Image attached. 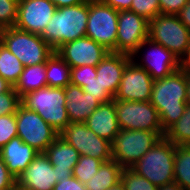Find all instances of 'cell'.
Instances as JSON below:
<instances>
[{
  "instance_id": "f35d334b",
  "label": "cell",
  "mask_w": 190,
  "mask_h": 190,
  "mask_svg": "<svg viewBox=\"0 0 190 190\" xmlns=\"http://www.w3.org/2000/svg\"><path fill=\"white\" fill-rule=\"evenodd\" d=\"M16 183V178L9 172L0 156V190H8Z\"/></svg>"
},
{
  "instance_id": "f546056e",
  "label": "cell",
  "mask_w": 190,
  "mask_h": 190,
  "mask_svg": "<svg viewBox=\"0 0 190 190\" xmlns=\"http://www.w3.org/2000/svg\"><path fill=\"white\" fill-rule=\"evenodd\" d=\"M120 180L125 190H158V187L131 168L122 169Z\"/></svg>"
},
{
  "instance_id": "d4e9b609",
  "label": "cell",
  "mask_w": 190,
  "mask_h": 190,
  "mask_svg": "<svg viewBox=\"0 0 190 190\" xmlns=\"http://www.w3.org/2000/svg\"><path fill=\"white\" fill-rule=\"evenodd\" d=\"M122 167L114 160L104 162L86 184L87 190H105L120 181Z\"/></svg>"
},
{
  "instance_id": "52a82bcc",
  "label": "cell",
  "mask_w": 190,
  "mask_h": 190,
  "mask_svg": "<svg viewBox=\"0 0 190 190\" xmlns=\"http://www.w3.org/2000/svg\"><path fill=\"white\" fill-rule=\"evenodd\" d=\"M164 136V132L120 129L112 142V160L122 168H132Z\"/></svg>"
},
{
  "instance_id": "8d00e7d4",
  "label": "cell",
  "mask_w": 190,
  "mask_h": 190,
  "mask_svg": "<svg viewBox=\"0 0 190 190\" xmlns=\"http://www.w3.org/2000/svg\"><path fill=\"white\" fill-rule=\"evenodd\" d=\"M188 0H159L161 14L177 15Z\"/></svg>"
},
{
  "instance_id": "bcb514c9",
  "label": "cell",
  "mask_w": 190,
  "mask_h": 190,
  "mask_svg": "<svg viewBox=\"0 0 190 190\" xmlns=\"http://www.w3.org/2000/svg\"><path fill=\"white\" fill-rule=\"evenodd\" d=\"M182 68L190 70V48L187 57L182 61Z\"/></svg>"
},
{
  "instance_id": "ee69618b",
  "label": "cell",
  "mask_w": 190,
  "mask_h": 190,
  "mask_svg": "<svg viewBox=\"0 0 190 190\" xmlns=\"http://www.w3.org/2000/svg\"><path fill=\"white\" fill-rule=\"evenodd\" d=\"M158 190H184L178 183L174 181L171 183H167L162 187H158Z\"/></svg>"
},
{
  "instance_id": "603a6c76",
  "label": "cell",
  "mask_w": 190,
  "mask_h": 190,
  "mask_svg": "<svg viewBox=\"0 0 190 190\" xmlns=\"http://www.w3.org/2000/svg\"><path fill=\"white\" fill-rule=\"evenodd\" d=\"M46 86V63H40L24 67L23 72L13 88L20 98H22L29 92L36 91Z\"/></svg>"
},
{
  "instance_id": "4fadbf2b",
  "label": "cell",
  "mask_w": 190,
  "mask_h": 190,
  "mask_svg": "<svg viewBox=\"0 0 190 190\" xmlns=\"http://www.w3.org/2000/svg\"><path fill=\"white\" fill-rule=\"evenodd\" d=\"M149 21L131 10H120L118 14V29L116 52L132 54L140 44L148 38Z\"/></svg>"
},
{
  "instance_id": "7bdbcfd3",
  "label": "cell",
  "mask_w": 190,
  "mask_h": 190,
  "mask_svg": "<svg viewBox=\"0 0 190 190\" xmlns=\"http://www.w3.org/2000/svg\"><path fill=\"white\" fill-rule=\"evenodd\" d=\"M13 86L0 76V94L10 91Z\"/></svg>"
},
{
  "instance_id": "74e56055",
  "label": "cell",
  "mask_w": 190,
  "mask_h": 190,
  "mask_svg": "<svg viewBox=\"0 0 190 190\" xmlns=\"http://www.w3.org/2000/svg\"><path fill=\"white\" fill-rule=\"evenodd\" d=\"M53 190H87V188L78 179L71 176L69 178L60 179L54 185Z\"/></svg>"
},
{
  "instance_id": "44dd1931",
  "label": "cell",
  "mask_w": 190,
  "mask_h": 190,
  "mask_svg": "<svg viewBox=\"0 0 190 190\" xmlns=\"http://www.w3.org/2000/svg\"><path fill=\"white\" fill-rule=\"evenodd\" d=\"M39 152L25 144L20 137L12 138L0 149V156L9 172L17 177L26 170Z\"/></svg>"
},
{
  "instance_id": "6da1fadb",
  "label": "cell",
  "mask_w": 190,
  "mask_h": 190,
  "mask_svg": "<svg viewBox=\"0 0 190 190\" xmlns=\"http://www.w3.org/2000/svg\"><path fill=\"white\" fill-rule=\"evenodd\" d=\"M186 70L182 67L153 82L150 103L157 109L165 133L184 114L186 108Z\"/></svg>"
},
{
  "instance_id": "2e32d148",
  "label": "cell",
  "mask_w": 190,
  "mask_h": 190,
  "mask_svg": "<svg viewBox=\"0 0 190 190\" xmlns=\"http://www.w3.org/2000/svg\"><path fill=\"white\" fill-rule=\"evenodd\" d=\"M110 52L89 37H82L62 45L56 53L71 67L97 66Z\"/></svg>"
},
{
  "instance_id": "cb8c5ba5",
  "label": "cell",
  "mask_w": 190,
  "mask_h": 190,
  "mask_svg": "<svg viewBox=\"0 0 190 190\" xmlns=\"http://www.w3.org/2000/svg\"><path fill=\"white\" fill-rule=\"evenodd\" d=\"M71 67L56 53L46 61V82L48 87L65 88L70 84Z\"/></svg>"
},
{
  "instance_id": "8fae6325",
  "label": "cell",
  "mask_w": 190,
  "mask_h": 190,
  "mask_svg": "<svg viewBox=\"0 0 190 190\" xmlns=\"http://www.w3.org/2000/svg\"><path fill=\"white\" fill-rule=\"evenodd\" d=\"M113 101L120 129L163 132L158 111L150 101Z\"/></svg>"
},
{
  "instance_id": "ac0fdd59",
  "label": "cell",
  "mask_w": 190,
  "mask_h": 190,
  "mask_svg": "<svg viewBox=\"0 0 190 190\" xmlns=\"http://www.w3.org/2000/svg\"><path fill=\"white\" fill-rule=\"evenodd\" d=\"M131 59L128 54L110 51L96 66V78L113 97L119 89L123 71Z\"/></svg>"
},
{
  "instance_id": "7402d4cb",
  "label": "cell",
  "mask_w": 190,
  "mask_h": 190,
  "mask_svg": "<svg viewBox=\"0 0 190 190\" xmlns=\"http://www.w3.org/2000/svg\"><path fill=\"white\" fill-rule=\"evenodd\" d=\"M85 124L97 136L112 143L120 130L115 102L112 100L107 103H101L87 118Z\"/></svg>"
},
{
  "instance_id": "d6986e66",
  "label": "cell",
  "mask_w": 190,
  "mask_h": 190,
  "mask_svg": "<svg viewBox=\"0 0 190 190\" xmlns=\"http://www.w3.org/2000/svg\"><path fill=\"white\" fill-rule=\"evenodd\" d=\"M44 153L53 165L57 182L60 179L73 176L72 171L80 158V154L62 137L58 136Z\"/></svg>"
},
{
  "instance_id": "ba28073f",
  "label": "cell",
  "mask_w": 190,
  "mask_h": 190,
  "mask_svg": "<svg viewBox=\"0 0 190 190\" xmlns=\"http://www.w3.org/2000/svg\"><path fill=\"white\" fill-rule=\"evenodd\" d=\"M119 11L100 0H89L86 37L116 52Z\"/></svg>"
},
{
  "instance_id": "f1b7e54d",
  "label": "cell",
  "mask_w": 190,
  "mask_h": 190,
  "mask_svg": "<svg viewBox=\"0 0 190 190\" xmlns=\"http://www.w3.org/2000/svg\"><path fill=\"white\" fill-rule=\"evenodd\" d=\"M102 163L101 160L82 155L72 171L73 177L85 185L95 176Z\"/></svg>"
},
{
  "instance_id": "ab89813d",
  "label": "cell",
  "mask_w": 190,
  "mask_h": 190,
  "mask_svg": "<svg viewBox=\"0 0 190 190\" xmlns=\"http://www.w3.org/2000/svg\"><path fill=\"white\" fill-rule=\"evenodd\" d=\"M100 1L120 11V10L130 9L133 0H100Z\"/></svg>"
},
{
  "instance_id": "7c38bea8",
  "label": "cell",
  "mask_w": 190,
  "mask_h": 190,
  "mask_svg": "<svg viewBox=\"0 0 190 190\" xmlns=\"http://www.w3.org/2000/svg\"><path fill=\"white\" fill-rule=\"evenodd\" d=\"M59 136L73 146L80 156L96 158L103 163L112 160V143L97 136L85 122L69 123Z\"/></svg>"
},
{
  "instance_id": "d590c367",
  "label": "cell",
  "mask_w": 190,
  "mask_h": 190,
  "mask_svg": "<svg viewBox=\"0 0 190 190\" xmlns=\"http://www.w3.org/2000/svg\"><path fill=\"white\" fill-rule=\"evenodd\" d=\"M82 89L84 92L91 94L92 97H96V99L101 103H107L114 99L107 89L103 88L99 79L97 78H93L90 82L86 83Z\"/></svg>"
},
{
  "instance_id": "30bf717a",
  "label": "cell",
  "mask_w": 190,
  "mask_h": 190,
  "mask_svg": "<svg viewBox=\"0 0 190 190\" xmlns=\"http://www.w3.org/2000/svg\"><path fill=\"white\" fill-rule=\"evenodd\" d=\"M17 136L35 150L45 152L59 133L45 122L38 113L20 104L15 113Z\"/></svg>"
},
{
  "instance_id": "f6af8a7d",
  "label": "cell",
  "mask_w": 190,
  "mask_h": 190,
  "mask_svg": "<svg viewBox=\"0 0 190 190\" xmlns=\"http://www.w3.org/2000/svg\"><path fill=\"white\" fill-rule=\"evenodd\" d=\"M186 86H187L186 103L190 104V70H186Z\"/></svg>"
},
{
  "instance_id": "d6a6232c",
  "label": "cell",
  "mask_w": 190,
  "mask_h": 190,
  "mask_svg": "<svg viewBox=\"0 0 190 190\" xmlns=\"http://www.w3.org/2000/svg\"><path fill=\"white\" fill-rule=\"evenodd\" d=\"M14 137H17L15 114L0 116V149Z\"/></svg>"
},
{
  "instance_id": "5bb4252c",
  "label": "cell",
  "mask_w": 190,
  "mask_h": 190,
  "mask_svg": "<svg viewBox=\"0 0 190 190\" xmlns=\"http://www.w3.org/2000/svg\"><path fill=\"white\" fill-rule=\"evenodd\" d=\"M154 80L132 59L123 71L114 99L121 101H150Z\"/></svg>"
},
{
  "instance_id": "ffe728a7",
  "label": "cell",
  "mask_w": 190,
  "mask_h": 190,
  "mask_svg": "<svg viewBox=\"0 0 190 190\" xmlns=\"http://www.w3.org/2000/svg\"><path fill=\"white\" fill-rule=\"evenodd\" d=\"M66 110L70 123L85 122L93 111L101 104L96 97L86 93L80 86L68 84L64 88Z\"/></svg>"
},
{
  "instance_id": "7dc6e473",
  "label": "cell",
  "mask_w": 190,
  "mask_h": 190,
  "mask_svg": "<svg viewBox=\"0 0 190 190\" xmlns=\"http://www.w3.org/2000/svg\"><path fill=\"white\" fill-rule=\"evenodd\" d=\"M105 190H125L123 183L121 182V180L119 182H117L115 185L111 186L108 189Z\"/></svg>"
},
{
  "instance_id": "c3c4849f",
  "label": "cell",
  "mask_w": 190,
  "mask_h": 190,
  "mask_svg": "<svg viewBox=\"0 0 190 190\" xmlns=\"http://www.w3.org/2000/svg\"><path fill=\"white\" fill-rule=\"evenodd\" d=\"M8 190H29L28 188H24L21 185H19L17 182Z\"/></svg>"
},
{
  "instance_id": "7a4b0ae2",
  "label": "cell",
  "mask_w": 190,
  "mask_h": 190,
  "mask_svg": "<svg viewBox=\"0 0 190 190\" xmlns=\"http://www.w3.org/2000/svg\"><path fill=\"white\" fill-rule=\"evenodd\" d=\"M89 1L57 8L41 37L56 52L62 45L86 36Z\"/></svg>"
},
{
  "instance_id": "3957f363",
  "label": "cell",
  "mask_w": 190,
  "mask_h": 190,
  "mask_svg": "<svg viewBox=\"0 0 190 190\" xmlns=\"http://www.w3.org/2000/svg\"><path fill=\"white\" fill-rule=\"evenodd\" d=\"M21 104L38 113L59 134L70 123L64 88L46 86L29 92L21 98Z\"/></svg>"
},
{
  "instance_id": "83f0119b",
  "label": "cell",
  "mask_w": 190,
  "mask_h": 190,
  "mask_svg": "<svg viewBox=\"0 0 190 190\" xmlns=\"http://www.w3.org/2000/svg\"><path fill=\"white\" fill-rule=\"evenodd\" d=\"M164 137L175 146L190 145V104L186 105L182 117L165 132Z\"/></svg>"
},
{
  "instance_id": "4dcf8cb0",
  "label": "cell",
  "mask_w": 190,
  "mask_h": 190,
  "mask_svg": "<svg viewBox=\"0 0 190 190\" xmlns=\"http://www.w3.org/2000/svg\"><path fill=\"white\" fill-rule=\"evenodd\" d=\"M18 4L19 0H0V30L15 26Z\"/></svg>"
},
{
  "instance_id": "e575fe53",
  "label": "cell",
  "mask_w": 190,
  "mask_h": 190,
  "mask_svg": "<svg viewBox=\"0 0 190 190\" xmlns=\"http://www.w3.org/2000/svg\"><path fill=\"white\" fill-rule=\"evenodd\" d=\"M20 104L21 98L14 88L0 94V116L15 114Z\"/></svg>"
},
{
  "instance_id": "e0dca14e",
  "label": "cell",
  "mask_w": 190,
  "mask_h": 190,
  "mask_svg": "<svg viewBox=\"0 0 190 190\" xmlns=\"http://www.w3.org/2000/svg\"><path fill=\"white\" fill-rule=\"evenodd\" d=\"M53 165L44 152L38 153L31 164L16 179V182L29 190H53L57 183Z\"/></svg>"
},
{
  "instance_id": "836d02e7",
  "label": "cell",
  "mask_w": 190,
  "mask_h": 190,
  "mask_svg": "<svg viewBox=\"0 0 190 190\" xmlns=\"http://www.w3.org/2000/svg\"><path fill=\"white\" fill-rule=\"evenodd\" d=\"M96 66L83 65L80 67L71 68L70 83L81 88L96 78Z\"/></svg>"
},
{
  "instance_id": "8992f818",
  "label": "cell",
  "mask_w": 190,
  "mask_h": 190,
  "mask_svg": "<svg viewBox=\"0 0 190 190\" xmlns=\"http://www.w3.org/2000/svg\"><path fill=\"white\" fill-rule=\"evenodd\" d=\"M148 38L163 45L181 62L190 48V30L180 21L178 15L159 14L149 20Z\"/></svg>"
},
{
  "instance_id": "4316f807",
  "label": "cell",
  "mask_w": 190,
  "mask_h": 190,
  "mask_svg": "<svg viewBox=\"0 0 190 190\" xmlns=\"http://www.w3.org/2000/svg\"><path fill=\"white\" fill-rule=\"evenodd\" d=\"M24 67L19 59L0 43V76L14 86Z\"/></svg>"
},
{
  "instance_id": "9c48e42d",
  "label": "cell",
  "mask_w": 190,
  "mask_h": 190,
  "mask_svg": "<svg viewBox=\"0 0 190 190\" xmlns=\"http://www.w3.org/2000/svg\"><path fill=\"white\" fill-rule=\"evenodd\" d=\"M131 57L154 81L163 79L182 67V62L171 51L149 38L140 44Z\"/></svg>"
},
{
  "instance_id": "484cf974",
  "label": "cell",
  "mask_w": 190,
  "mask_h": 190,
  "mask_svg": "<svg viewBox=\"0 0 190 190\" xmlns=\"http://www.w3.org/2000/svg\"><path fill=\"white\" fill-rule=\"evenodd\" d=\"M174 182L190 190V145L175 146Z\"/></svg>"
},
{
  "instance_id": "60d3db41",
  "label": "cell",
  "mask_w": 190,
  "mask_h": 190,
  "mask_svg": "<svg viewBox=\"0 0 190 190\" xmlns=\"http://www.w3.org/2000/svg\"><path fill=\"white\" fill-rule=\"evenodd\" d=\"M177 15L180 21L190 30V0Z\"/></svg>"
},
{
  "instance_id": "b9f144b4",
  "label": "cell",
  "mask_w": 190,
  "mask_h": 190,
  "mask_svg": "<svg viewBox=\"0 0 190 190\" xmlns=\"http://www.w3.org/2000/svg\"><path fill=\"white\" fill-rule=\"evenodd\" d=\"M57 8L74 6L81 3H85L89 0H50Z\"/></svg>"
},
{
  "instance_id": "5b68a950",
  "label": "cell",
  "mask_w": 190,
  "mask_h": 190,
  "mask_svg": "<svg viewBox=\"0 0 190 190\" xmlns=\"http://www.w3.org/2000/svg\"><path fill=\"white\" fill-rule=\"evenodd\" d=\"M0 43L12 52L25 67L46 63L54 52L40 35L16 27L1 29Z\"/></svg>"
},
{
  "instance_id": "9a60e30c",
  "label": "cell",
  "mask_w": 190,
  "mask_h": 190,
  "mask_svg": "<svg viewBox=\"0 0 190 190\" xmlns=\"http://www.w3.org/2000/svg\"><path fill=\"white\" fill-rule=\"evenodd\" d=\"M57 7L50 0H19L18 16L14 27L41 35Z\"/></svg>"
},
{
  "instance_id": "1f68e13d",
  "label": "cell",
  "mask_w": 190,
  "mask_h": 190,
  "mask_svg": "<svg viewBox=\"0 0 190 190\" xmlns=\"http://www.w3.org/2000/svg\"><path fill=\"white\" fill-rule=\"evenodd\" d=\"M129 10L148 21L161 14L159 0H133Z\"/></svg>"
},
{
  "instance_id": "277c9868",
  "label": "cell",
  "mask_w": 190,
  "mask_h": 190,
  "mask_svg": "<svg viewBox=\"0 0 190 190\" xmlns=\"http://www.w3.org/2000/svg\"><path fill=\"white\" fill-rule=\"evenodd\" d=\"M174 155L175 145L163 137L131 169L162 187L174 181Z\"/></svg>"
}]
</instances>
